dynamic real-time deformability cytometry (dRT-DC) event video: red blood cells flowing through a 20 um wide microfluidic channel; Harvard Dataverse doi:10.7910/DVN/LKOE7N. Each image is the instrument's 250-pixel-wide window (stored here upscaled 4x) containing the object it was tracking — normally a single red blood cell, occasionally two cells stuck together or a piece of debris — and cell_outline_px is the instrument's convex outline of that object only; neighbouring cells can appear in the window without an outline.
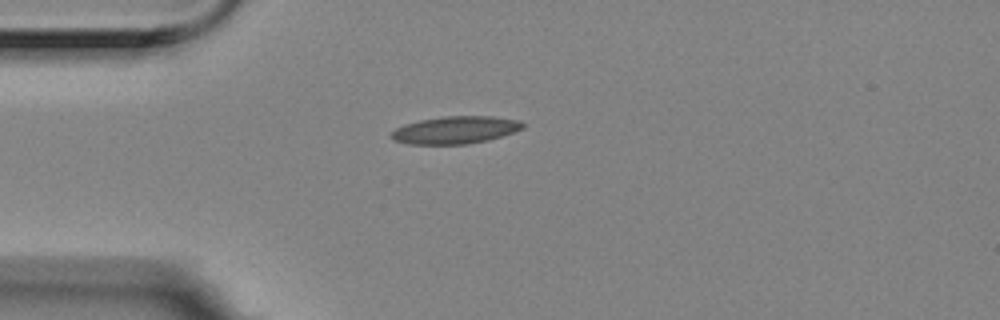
{"species": "Egyptian fruit bat (a non-hibernating species)", "species_latin": "Rousettus aegyptiacus", "temperature_condition": "room temperature", "stored_images_in_passage": 1, "camera_frame_rate_fps": 3000, "um_per_image_px": 0.085, "animal": {"sex": "female"}, "frame": {"image": 1, "passage_image": 1, "time_ms": 0.0, "image_size_px": [1000, 320], "cell_outline_px": [[524, 128], [488, 140], [464, 144], [408, 144], [396, 140], [392, 136], [392, 132], [396, 128], [404, 124], [420, 120], [444, 116], [492, 116], [520, 120], [524, 124]], "centroid_in_image_um": [38.72, 11.04], "position_along_channel_um": 46.3, "area_um2": 20.81}}